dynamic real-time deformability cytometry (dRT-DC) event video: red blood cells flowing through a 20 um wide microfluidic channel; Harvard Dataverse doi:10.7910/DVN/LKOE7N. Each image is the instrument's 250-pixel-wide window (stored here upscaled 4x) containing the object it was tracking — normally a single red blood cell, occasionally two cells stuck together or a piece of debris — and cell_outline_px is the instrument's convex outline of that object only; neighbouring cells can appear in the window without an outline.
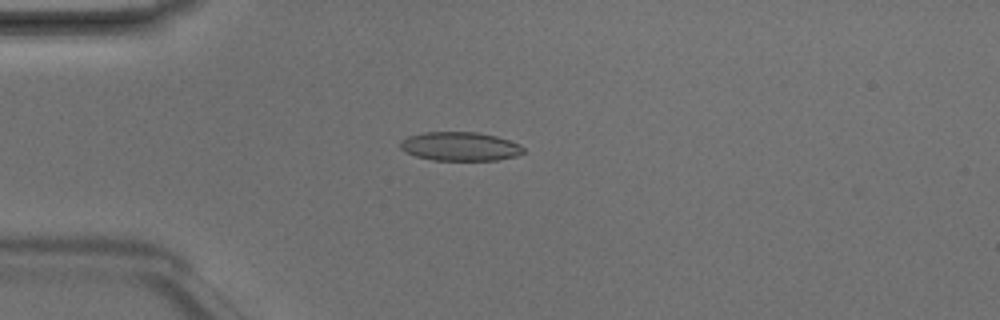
{"species": "Egyptian fruit bat (a non-hibernating species)", "species_latin": "Rousettus aegyptiacus", "temperature_condition": "room temperature", "stored_images_in_passage": 3, "camera_frame_rate_fps": 3000, "um_per_image_px": 0.085, "animal": {"sex": "male"}, "frame": {"image": 1, "passage_image": 3, "time_ms": 0.667, "image_size_px": [1000, 320], "cell_outline_px": [[524, 152], [516, 156], [496, 160], [432, 160], [416, 156], [400, 148], [400, 140], [408, 136], [424, 132], [476, 132], [496, 136], [520, 144], [524, 148]], "centroid_in_image_um": [39.1, 12.44], "position_along_channel_um": 45.9, "area_um2": 20.63}}